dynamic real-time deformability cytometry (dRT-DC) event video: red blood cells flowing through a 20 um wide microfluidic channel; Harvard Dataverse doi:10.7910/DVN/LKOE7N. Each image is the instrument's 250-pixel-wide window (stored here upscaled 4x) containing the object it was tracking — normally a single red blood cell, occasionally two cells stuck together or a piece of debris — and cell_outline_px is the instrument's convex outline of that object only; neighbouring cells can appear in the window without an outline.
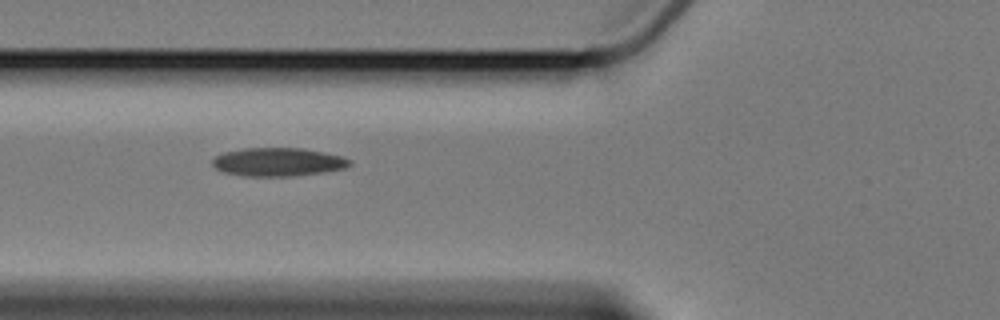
{"species": "Egyptian fruit bat (a non-hibernating species)", "species_latin": "Rousettus aegyptiacus", "temperature_condition": "cold", "stored_images_in_passage": 6, "camera_frame_rate_fps": 3000, "um_per_image_px": 0.085, "animal": {"sex": "female"}, "frame": {"image": 1, "passage_image": 2, "time_ms": 1.0, "image_size_px": [1000, 320], "cell_outline_px": [[352, 164], [344, 168], [320, 172], [292, 176], [244, 176], [224, 172], [216, 168], [212, 164], [212, 160], [216, 156], [224, 152], [244, 148], [304, 148], [344, 156], [352, 160]], "centroid_in_image_um": [23.65, 13.76], "position_along_channel_um": 102.1, "area_um2": 22.72}}
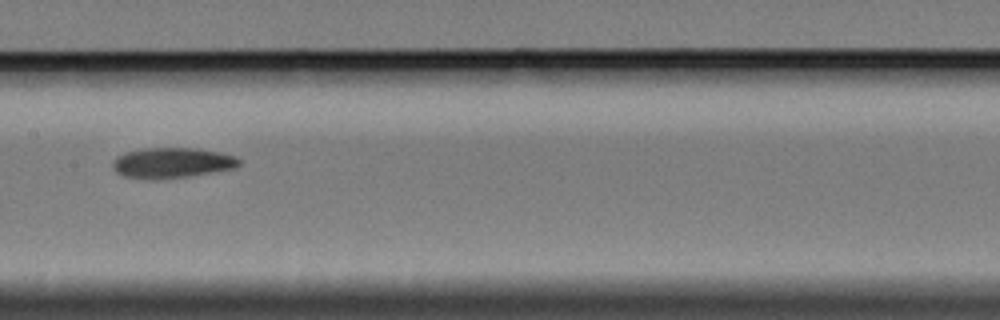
{"frame": {"image": 2, "passage_image": 4, "time_ms": 3.667, "image_size_px": [1000, 320], "cell_outline_px": [[240, 164], [236, 168], [192, 176], [152, 180], [148, 180], [124, 176], [116, 172], [112, 168], [112, 160], [116, 156], [124, 152], [140, 148], [200, 148], [220, 152], [236, 156], [240, 160]], "centroid_in_image_um": [14.6, 13.84], "position_along_channel_um": 192.8, "area_um2": 22.95}}
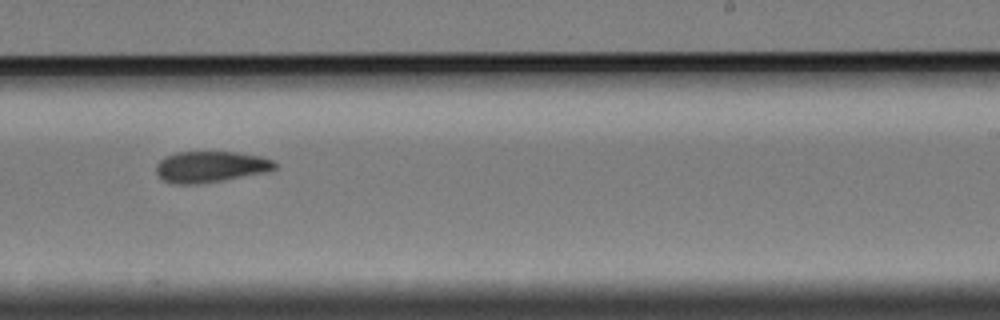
{"frame": {"image": 3, "passage_image": 6, "time_ms": 6.0, "image_size_px": [1000, 320], "cell_outline_px": [[276, 168], [264, 172], [220, 180], [196, 184], [176, 184], [164, 180], [156, 172], [156, 164], [164, 156], [176, 152], [236, 152], [260, 156], [272, 160], [276, 164]], "centroid_in_image_um": [17.85, 14.16], "position_along_channel_um": 271.1, "area_um2": 21.21}}